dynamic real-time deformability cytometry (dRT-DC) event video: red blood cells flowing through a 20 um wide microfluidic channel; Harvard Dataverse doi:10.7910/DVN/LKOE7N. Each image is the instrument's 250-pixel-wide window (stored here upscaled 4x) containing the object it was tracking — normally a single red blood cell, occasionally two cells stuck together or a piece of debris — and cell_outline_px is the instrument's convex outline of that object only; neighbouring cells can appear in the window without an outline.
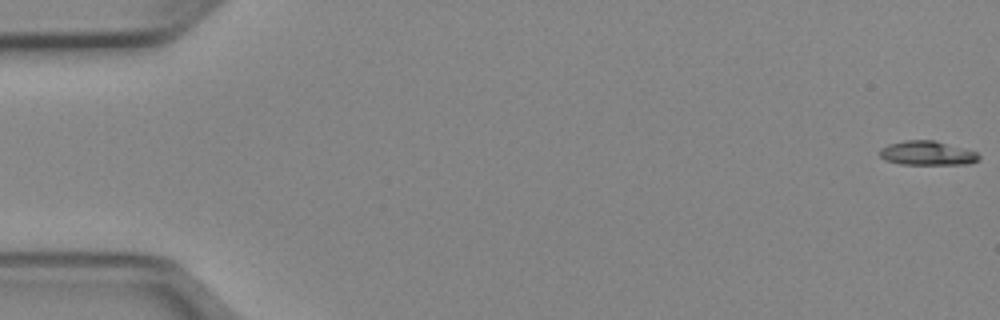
{"species": "Egyptian fruit bat (a non-hibernating species)", "species_latin": "Rousettus aegyptiacus", "temperature_condition": "cold", "stored_images_in_passage": 52, "camera_frame_rate_fps": 3000, "um_per_image_px": 0.085, "animal": {"sex": "female"}, "frame": {"image": 1, "passage_image": 1, "time_ms": 0.0, "image_size_px": [1000, 320], "cell_outline_px": [[980, 156], [976, 160], [968, 164], [900, 164], [884, 160], [880, 156], [880, 148], [888, 144], [904, 140], [932, 140], [976, 152]], "centroid_in_image_um": [78.74, 13.02], "position_along_channel_um": 6.3, "area_um2": 13.76}}
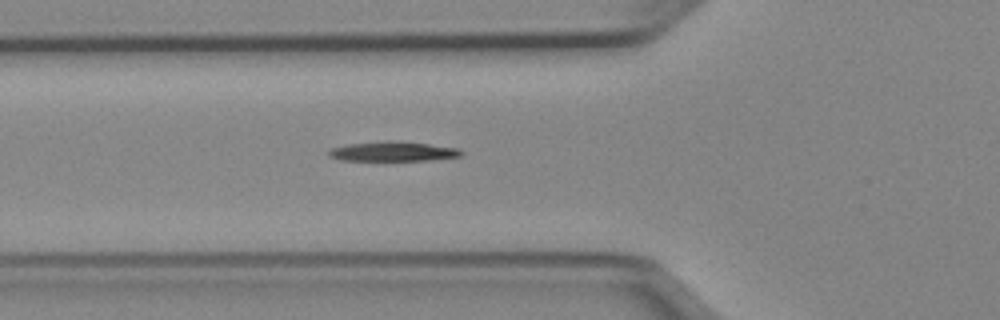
{"frame": {"image": 2, "passage_image": 19, "time_ms": 6.0, "image_size_px": [1000, 320], "cell_outline_px": [[464, 152], [460, 156], [432, 160], [340, 160], [328, 156], [328, 148], [348, 144], [388, 140], [392, 140], [428, 144], [460, 148]], "centroid_in_image_um": [33.38, 12.86], "position_along_channel_um": 92.4, "area_um2": 15.26}}
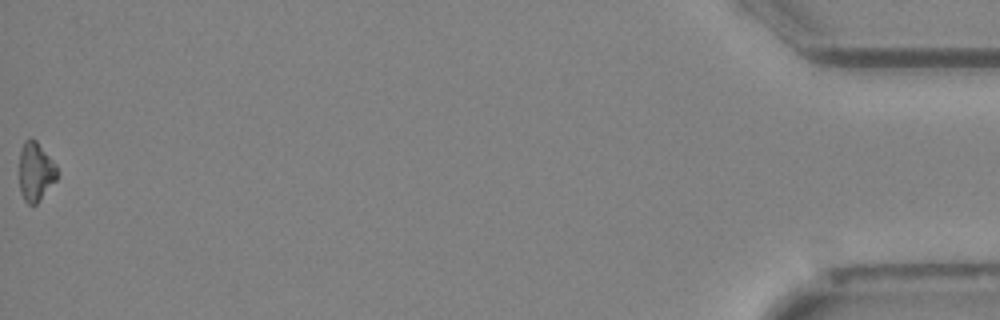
{"frame": {"image": 3, "passage_image": 52, "time_ms": 17.0, "image_size_px": [1000, 320], "cell_outline_px": [[60, 172], [56, 180], [40, 200], [36, 204], [28, 204], [24, 200], [20, 192], [20, 152], [24, 140], [36, 140], [56, 164]], "centroid_in_image_um": [3.05, 14.61], "position_along_channel_um": 432.1, "area_um2": 13.01}, "authors_computed_cell_mechanics": {"area_um2": 14.5945, "velocity_mm_per_s": 3.9929, "shape_relaxation_time_tau1_ms": 6.4056, "shape_relaxation_time_tau2_ms": null, "deformation_change_tau1": 0.1547, "deformation_change_tau2": null}}